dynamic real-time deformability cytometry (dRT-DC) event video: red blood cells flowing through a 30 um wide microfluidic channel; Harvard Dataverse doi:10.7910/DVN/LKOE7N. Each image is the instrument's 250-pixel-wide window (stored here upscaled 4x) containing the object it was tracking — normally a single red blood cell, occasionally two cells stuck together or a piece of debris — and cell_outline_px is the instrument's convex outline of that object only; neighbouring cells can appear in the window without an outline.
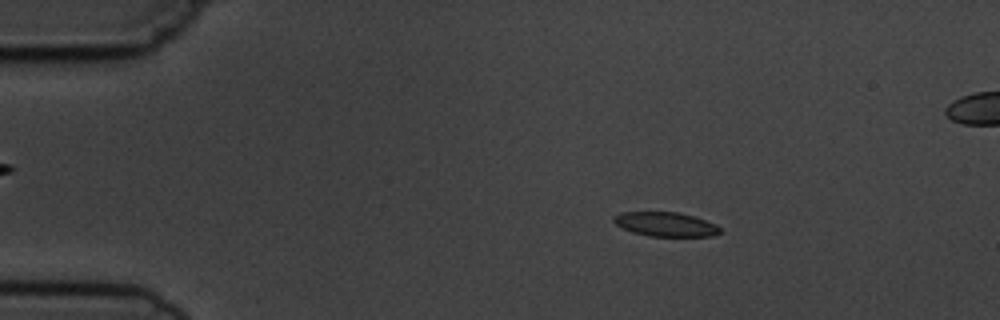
{"species": "common noctule bat (a hibernating species)", "species_latin": "Nyctalus noctula", "temperature_condition": "cold", "stored_images_in_passage": 4, "camera_frame_rate_fps": 3000, "um_per_image_px": 0.085, "animal": {"sex": "male", "body_mass_g": 19.5, "forearm_length_mm": 54.6}, "frame": {"image": 1, "passage_image": 2, "time_ms": 1.333, "image_size_px": [1000, 320], "cell_outline_px": [[720, 232], [712, 236], [648, 236], [632, 232], [616, 224], [612, 220], [612, 216], [620, 212], [680, 212], [716, 224], [720, 228]], "centroid_in_image_um": [56.54, 19.06], "position_along_channel_um": 28.5, "area_um2": 14.97}}